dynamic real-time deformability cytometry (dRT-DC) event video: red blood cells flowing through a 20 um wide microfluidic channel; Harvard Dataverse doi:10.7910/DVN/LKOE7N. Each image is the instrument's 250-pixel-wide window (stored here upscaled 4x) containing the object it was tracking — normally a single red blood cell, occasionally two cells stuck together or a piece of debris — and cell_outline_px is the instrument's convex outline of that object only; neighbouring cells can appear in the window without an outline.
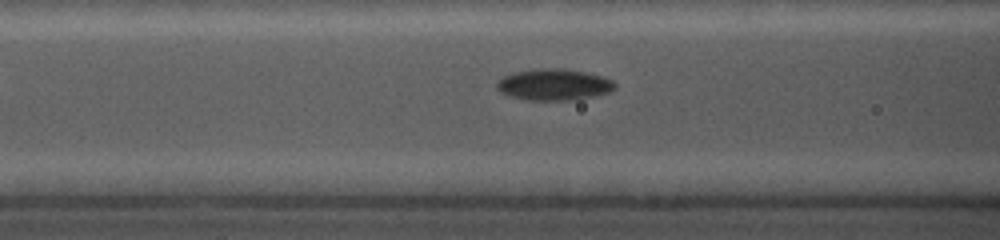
{"species": "common noctule bat (a hibernating species)", "species_latin": "Nyctalus noctula", "temperature_condition": "cold", "stored_images_in_passage": 8, "camera_frame_rate_fps": 5000, "um_per_image_px": 0.085, "animal": {"sex": "female", "body_mass_g": 19.0, "forearm_length_mm": 56.7}, "frame": {"image": 1, "passage_image": 4, "time_ms": 1.6, "image_size_px": [1000, 240], "cell_outline_px": [[616, 88], [608, 92], [576, 100], [528, 100], [508, 96], [500, 92], [496, 88], [496, 84], [504, 76], [512, 72], [540, 68], [564, 68], [604, 76], [612, 80], [616, 84]], "centroid_in_image_um": [47.07, 7.19], "position_along_channel_um": 119.5, "area_um2": 21.73}}
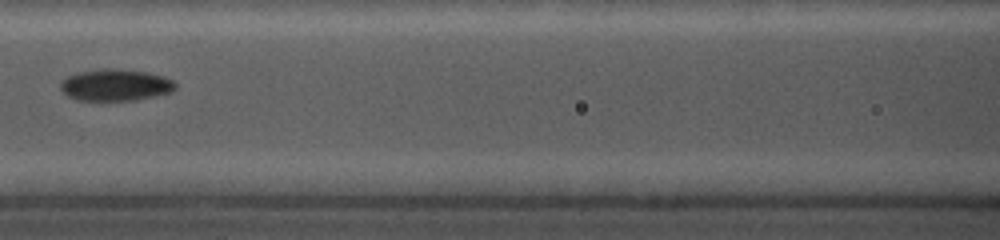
{"frame": {"image": 2, "passage_image": 6, "time_ms": 2.6, "image_size_px": [1000, 240], "cell_outline_px": [[176, 88], [172, 92], [156, 96], [136, 100], [76, 100], [68, 96], [60, 88], [60, 80], [76, 72], [100, 68], [112, 68], [144, 72], [164, 76], [172, 80], [176, 84]], "centroid_in_image_um": [9.8, 7.22], "position_along_channel_um": 156.8, "area_um2": 21.39}}